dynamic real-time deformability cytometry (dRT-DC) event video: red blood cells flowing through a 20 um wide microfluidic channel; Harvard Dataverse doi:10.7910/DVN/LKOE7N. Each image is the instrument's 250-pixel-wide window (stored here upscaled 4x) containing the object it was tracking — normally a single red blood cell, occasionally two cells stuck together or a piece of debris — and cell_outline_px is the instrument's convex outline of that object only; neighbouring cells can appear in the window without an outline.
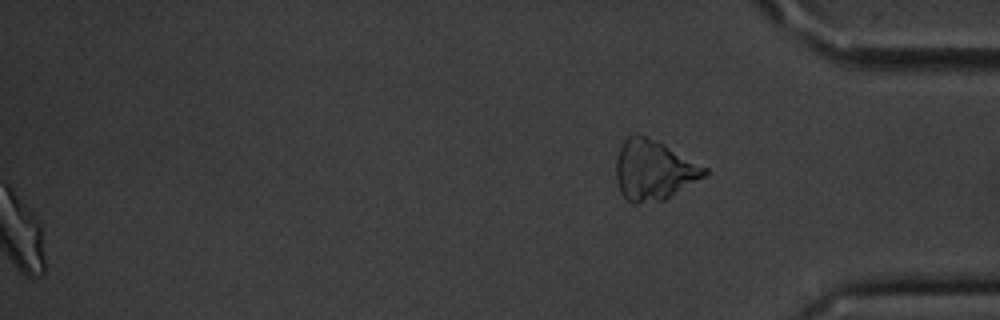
{"species": "common noctule bat (a hibernating species)", "species_latin": "Nyctalus noctula", "temperature_condition": "cold", "stored_images_in_passage": 54, "segment_of_instrument_passage": [2, 2], "camera_frame_rate_fps": 3000, "um_per_image_px": 0.085, "animal": {"sex": "male", "body_mass_g": 20.1, "forearm_length_mm": 53.5}, "frame": {"image": 1, "passage_image": 54, "time_ms": 17.667, "image_size_px": [1000, 320], "cell_outline_px": [[708, 172], [704, 176], [664, 200], [636, 204], [632, 204], [620, 192], [616, 180], [616, 160], [620, 148], [624, 140], [628, 136], [636, 132], [664, 144], [708, 168]], "centroid_in_image_um": [55.53, 14.46], "position_along_channel_um": 379.7, "area_um2": 30.81}}